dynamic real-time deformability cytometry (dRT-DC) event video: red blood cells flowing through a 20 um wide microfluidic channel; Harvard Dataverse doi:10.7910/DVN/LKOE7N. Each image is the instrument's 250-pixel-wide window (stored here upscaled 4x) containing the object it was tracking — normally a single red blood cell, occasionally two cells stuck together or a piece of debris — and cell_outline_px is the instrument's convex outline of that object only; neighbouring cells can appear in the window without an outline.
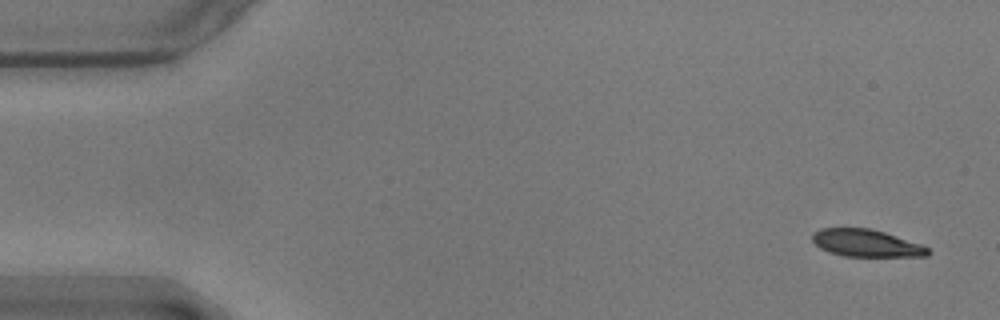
{"species": "common noctule bat (a hibernating species)", "species_latin": "Nyctalus noctula", "temperature_condition": "warm", "stored_images_in_passage": 56, "camera_frame_rate_fps": 3000, "um_per_image_px": 0.085, "animal": {"sex": "male", "body_mass_g": 17.9}, "frame": {"image": 1, "passage_image": 1, "time_ms": 0.0, "image_size_px": [1000, 320], "cell_outline_px": [[928, 256], [844, 256], [828, 252], [820, 248], [812, 240], [812, 232], [820, 228], [872, 228], [920, 244], [928, 248]], "centroid_in_image_um": [73.57, 20.66], "position_along_channel_um": 11.4, "area_um2": 18.26}}
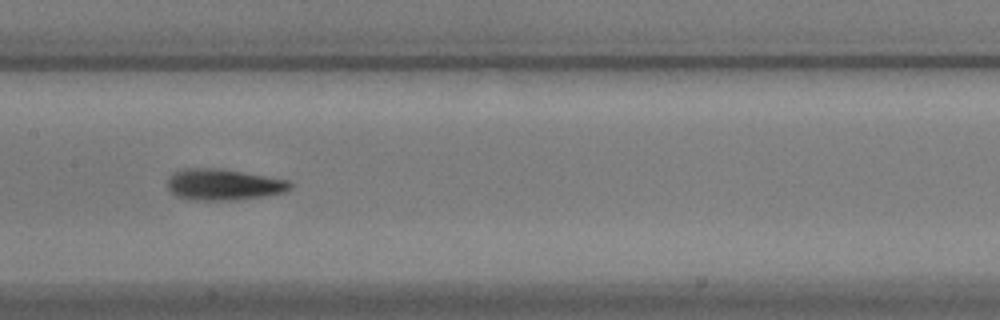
{"frame": {"image": 2, "passage_image": 26, "time_ms": 8.333, "image_size_px": [1000, 320], "cell_outline_px": [[292, 188], [284, 192], [264, 196], [228, 200], [188, 200], [176, 196], [168, 188], [168, 180], [172, 172], [184, 168], [224, 168], [288, 180], [292, 184]], "centroid_in_image_um": [18.98, 15.67], "position_along_channel_um": 188.4, "area_um2": 22.48}}
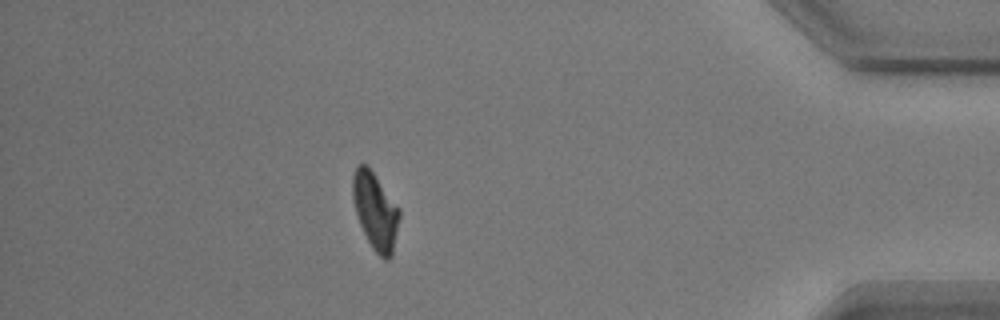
{"frame": {"image": 3, "passage_image": 48, "time_ms": 15.667, "image_size_px": [1000, 320], "cell_outline_px": [[400, 216], [392, 256], [388, 260], [384, 260], [372, 248], [360, 224], [356, 212], [352, 196], [352, 176], [356, 164], [364, 164], [372, 172], [400, 208]], "centroid_in_image_um": [31.9, 17.95], "position_along_channel_um": 403.3, "area_um2": 20.75}, "authors_computed_cell_mechanics": {"area_um2": 20.8658, "velocity_mm_per_s": 3.5514, "shape_relaxation_time_tau1_ms": 2.651, "shape_relaxation_time_tau2_ms": 1.65, "deformation_change_tau1": 0.1489, "deformation_change_tau2": 0.0894}}